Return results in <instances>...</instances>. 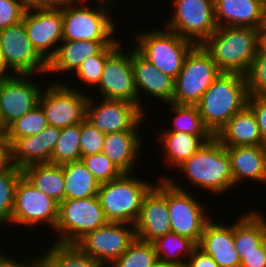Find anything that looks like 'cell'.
<instances>
[{"instance_id": "obj_1", "label": "cell", "mask_w": 266, "mask_h": 267, "mask_svg": "<svg viewBox=\"0 0 266 267\" xmlns=\"http://www.w3.org/2000/svg\"><path fill=\"white\" fill-rule=\"evenodd\" d=\"M261 44L258 29L226 26L218 27L202 46L222 73L245 76Z\"/></svg>"}, {"instance_id": "obj_2", "label": "cell", "mask_w": 266, "mask_h": 267, "mask_svg": "<svg viewBox=\"0 0 266 267\" xmlns=\"http://www.w3.org/2000/svg\"><path fill=\"white\" fill-rule=\"evenodd\" d=\"M248 97L244 75L222 73L197 104L204 125L215 136L236 113L247 106Z\"/></svg>"}, {"instance_id": "obj_3", "label": "cell", "mask_w": 266, "mask_h": 267, "mask_svg": "<svg viewBox=\"0 0 266 267\" xmlns=\"http://www.w3.org/2000/svg\"><path fill=\"white\" fill-rule=\"evenodd\" d=\"M177 170L185 174L192 186L212 194L223 195L234 186L226 147L215 137L179 165Z\"/></svg>"}, {"instance_id": "obj_4", "label": "cell", "mask_w": 266, "mask_h": 267, "mask_svg": "<svg viewBox=\"0 0 266 267\" xmlns=\"http://www.w3.org/2000/svg\"><path fill=\"white\" fill-rule=\"evenodd\" d=\"M115 1L98 0V7L91 8L84 5L85 0H71L61 8L62 40L114 41L117 24L109 11Z\"/></svg>"}, {"instance_id": "obj_5", "label": "cell", "mask_w": 266, "mask_h": 267, "mask_svg": "<svg viewBox=\"0 0 266 267\" xmlns=\"http://www.w3.org/2000/svg\"><path fill=\"white\" fill-rule=\"evenodd\" d=\"M133 176V173H123L115 180L100 184L97 197L109 222L136 223L142 201L155 182Z\"/></svg>"}, {"instance_id": "obj_6", "label": "cell", "mask_w": 266, "mask_h": 267, "mask_svg": "<svg viewBox=\"0 0 266 267\" xmlns=\"http://www.w3.org/2000/svg\"><path fill=\"white\" fill-rule=\"evenodd\" d=\"M134 35V48L160 72L174 80L182 70L187 54L195 46L193 42L166 28L136 32Z\"/></svg>"}, {"instance_id": "obj_7", "label": "cell", "mask_w": 266, "mask_h": 267, "mask_svg": "<svg viewBox=\"0 0 266 267\" xmlns=\"http://www.w3.org/2000/svg\"><path fill=\"white\" fill-rule=\"evenodd\" d=\"M165 199L167 200L171 231L189 238L196 245L200 242L206 224L211 220L206 215L205 205L180 183L165 175ZM195 197V198H194Z\"/></svg>"}, {"instance_id": "obj_8", "label": "cell", "mask_w": 266, "mask_h": 267, "mask_svg": "<svg viewBox=\"0 0 266 267\" xmlns=\"http://www.w3.org/2000/svg\"><path fill=\"white\" fill-rule=\"evenodd\" d=\"M109 221L98 197L64 199L59 203L58 220L54 228L56 242L76 245L88 233L106 225Z\"/></svg>"}, {"instance_id": "obj_9", "label": "cell", "mask_w": 266, "mask_h": 267, "mask_svg": "<svg viewBox=\"0 0 266 267\" xmlns=\"http://www.w3.org/2000/svg\"><path fill=\"white\" fill-rule=\"evenodd\" d=\"M222 74L202 45L187 54L182 70L175 79L172 103L197 105L204 92Z\"/></svg>"}, {"instance_id": "obj_10", "label": "cell", "mask_w": 266, "mask_h": 267, "mask_svg": "<svg viewBox=\"0 0 266 267\" xmlns=\"http://www.w3.org/2000/svg\"><path fill=\"white\" fill-rule=\"evenodd\" d=\"M46 87L41 92L38 104L44 111L49 126L62 129L80 124L86 118V103L90 94L81 92L68 83L64 84L63 80Z\"/></svg>"}, {"instance_id": "obj_11", "label": "cell", "mask_w": 266, "mask_h": 267, "mask_svg": "<svg viewBox=\"0 0 266 267\" xmlns=\"http://www.w3.org/2000/svg\"><path fill=\"white\" fill-rule=\"evenodd\" d=\"M173 15L165 28L195 45H202L218 28L214 0H173Z\"/></svg>"}, {"instance_id": "obj_12", "label": "cell", "mask_w": 266, "mask_h": 267, "mask_svg": "<svg viewBox=\"0 0 266 267\" xmlns=\"http://www.w3.org/2000/svg\"><path fill=\"white\" fill-rule=\"evenodd\" d=\"M58 208L57 201L37 190L23 175L16 186L11 223L33 229L46 223L54 230L58 220Z\"/></svg>"}, {"instance_id": "obj_13", "label": "cell", "mask_w": 266, "mask_h": 267, "mask_svg": "<svg viewBox=\"0 0 266 267\" xmlns=\"http://www.w3.org/2000/svg\"><path fill=\"white\" fill-rule=\"evenodd\" d=\"M0 50L8 72L13 75L33 77L47 73V62L33 48L23 22L0 31Z\"/></svg>"}, {"instance_id": "obj_14", "label": "cell", "mask_w": 266, "mask_h": 267, "mask_svg": "<svg viewBox=\"0 0 266 267\" xmlns=\"http://www.w3.org/2000/svg\"><path fill=\"white\" fill-rule=\"evenodd\" d=\"M88 96L86 103V120L104 134L121 131H140L146 115L135 104L114 99L94 101ZM95 102V103H94Z\"/></svg>"}, {"instance_id": "obj_15", "label": "cell", "mask_w": 266, "mask_h": 267, "mask_svg": "<svg viewBox=\"0 0 266 267\" xmlns=\"http://www.w3.org/2000/svg\"><path fill=\"white\" fill-rule=\"evenodd\" d=\"M135 239L134 225L108 222L101 228L88 233L76 245L103 267H109L129 248Z\"/></svg>"}, {"instance_id": "obj_16", "label": "cell", "mask_w": 266, "mask_h": 267, "mask_svg": "<svg viewBox=\"0 0 266 267\" xmlns=\"http://www.w3.org/2000/svg\"><path fill=\"white\" fill-rule=\"evenodd\" d=\"M22 22L33 48L48 63L62 41L61 9L27 8Z\"/></svg>"}, {"instance_id": "obj_17", "label": "cell", "mask_w": 266, "mask_h": 267, "mask_svg": "<svg viewBox=\"0 0 266 267\" xmlns=\"http://www.w3.org/2000/svg\"><path fill=\"white\" fill-rule=\"evenodd\" d=\"M30 77L31 75H13L0 80L2 134L13 122L38 105L42 89Z\"/></svg>"}, {"instance_id": "obj_18", "label": "cell", "mask_w": 266, "mask_h": 267, "mask_svg": "<svg viewBox=\"0 0 266 267\" xmlns=\"http://www.w3.org/2000/svg\"><path fill=\"white\" fill-rule=\"evenodd\" d=\"M121 46L106 60L100 82L95 87L102 99L124 100L138 106L131 51H121Z\"/></svg>"}, {"instance_id": "obj_19", "label": "cell", "mask_w": 266, "mask_h": 267, "mask_svg": "<svg viewBox=\"0 0 266 267\" xmlns=\"http://www.w3.org/2000/svg\"><path fill=\"white\" fill-rule=\"evenodd\" d=\"M156 182L145 195L139 217L134 224L136 238L145 242H152L171 232L169 210L165 199V179H158Z\"/></svg>"}, {"instance_id": "obj_20", "label": "cell", "mask_w": 266, "mask_h": 267, "mask_svg": "<svg viewBox=\"0 0 266 267\" xmlns=\"http://www.w3.org/2000/svg\"><path fill=\"white\" fill-rule=\"evenodd\" d=\"M131 65L133 68L135 87L138 93V107L146 114V108L140 96L145 92L146 96L158 98L163 102L172 103L175 80L160 72L135 48L131 50ZM142 90V91H141ZM148 94V95H147Z\"/></svg>"}, {"instance_id": "obj_21", "label": "cell", "mask_w": 266, "mask_h": 267, "mask_svg": "<svg viewBox=\"0 0 266 267\" xmlns=\"http://www.w3.org/2000/svg\"><path fill=\"white\" fill-rule=\"evenodd\" d=\"M61 129L47 126L41 133L19 139H6L11 145V161L19 169L33 164L51 163Z\"/></svg>"}, {"instance_id": "obj_22", "label": "cell", "mask_w": 266, "mask_h": 267, "mask_svg": "<svg viewBox=\"0 0 266 267\" xmlns=\"http://www.w3.org/2000/svg\"><path fill=\"white\" fill-rule=\"evenodd\" d=\"M213 221L206 224L197 247L211 256L219 267H240L234 243V223L230 226Z\"/></svg>"}, {"instance_id": "obj_23", "label": "cell", "mask_w": 266, "mask_h": 267, "mask_svg": "<svg viewBox=\"0 0 266 267\" xmlns=\"http://www.w3.org/2000/svg\"><path fill=\"white\" fill-rule=\"evenodd\" d=\"M226 150L230 158L234 186L245 179L266 185V145L236 146Z\"/></svg>"}, {"instance_id": "obj_24", "label": "cell", "mask_w": 266, "mask_h": 267, "mask_svg": "<svg viewBox=\"0 0 266 267\" xmlns=\"http://www.w3.org/2000/svg\"><path fill=\"white\" fill-rule=\"evenodd\" d=\"M139 131L105 134L102 153L122 172L133 173L136 159H140L143 138ZM142 146V147H141Z\"/></svg>"}, {"instance_id": "obj_25", "label": "cell", "mask_w": 266, "mask_h": 267, "mask_svg": "<svg viewBox=\"0 0 266 267\" xmlns=\"http://www.w3.org/2000/svg\"><path fill=\"white\" fill-rule=\"evenodd\" d=\"M113 41L62 40L56 54L47 63V74L73 73L88 57L99 54Z\"/></svg>"}, {"instance_id": "obj_26", "label": "cell", "mask_w": 266, "mask_h": 267, "mask_svg": "<svg viewBox=\"0 0 266 267\" xmlns=\"http://www.w3.org/2000/svg\"><path fill=\"white\" fill-rule=\"evenodd\" d=\"M263 5V0H214L217 26H239L258 29Z\"/></svg>"}, {"instance_id": "obj_27", "label": "cell", "mask_w": 266, "mask_h": 267, "mask_svg": "<svg viewBox=\"0 0 266 267\" xmlns=\"http://www.w3.org/2000/svg\"><path fill=\"white\" fill-rule=\"evenodd\" d=\"M214 137L226 148L266 145L254 113L247 106L236 113Z\"/></svg>"}, {"instance_id": "obj_28", "label": "cell", "mask_w": 266, "mask_h": 267, "mask_svg": "<svg viewBox=\"0 0 266 267\" xmlns=\"http://www.w3.org/2000/svg\"><path fill=\"white\" fill-rule=\"evenodd\" d=\"M46 250L30 259L32 267H103L77 245L55 243Z\"/></svg>"}, {"instance_id": "obj_29", "label": "cell", "mask_w": 266, "mask_h": 267, "mask_svg": "<svg viewBox=\"0 0 266 267\" xmlns=\"http://www.w3.org/2000/svg\"><path fill=\"white\" fill-rule=\"evenodd\" d=\"M159 134L164 147V161L174 170L214 137H197L188 133L163 132Z\"/></svg>"}, {"instance_id": "obj_30", "label": "cell", "mask_w": 266, "mask_h": 267, "mask_svg": "<svg viewBox=\"0 0 266 267\" xmlns=\"http://www.w3.org/2000/svg\"><path fill=\"white\" fill-rule=\"evenodd\" d=\"M64 177V199H85L97 196L100 182L81 160L61 165Z\"/></svg>"}, {"instance_id": "obj_31", "label": "cell", "mask_w": 266, "mask_h": 267, "mask_svg": "<svg viewBox=\"0 0 266 267\" xmlns=\"http://www.w3.org/2000/svg\"><path fill=\"white\" fill-rule=\"evenodd\" d=\"M266 233V217L264 213L253 208L237 217L234 222V243L235 248L240 252H250L264 240Z\"/></svg>"}, {"instance_id": "obj_32", "label": "cell", "mask_w": 266, "mask_h": 267, "mask_svg": "<svg viewBox=\"0 0 266 267\" xmlns=\"http://www.w3.org/2000/svg\"><path fill=\"white\" fill-rule=\"evenodd\" d=\"M22 172L37 190L58 203L64 200L65 181L61 165L52 163L33 164L25 167Z\"/></svg>"}, {"instance_id": "obj_33", "label": "cell", "mask_w": 266, "mask_h": 267, "mask_svg": "<svg viewBox=\"0 0 266 267\" xmlns=\"http://www.w3.org/2000/svg\"><path fill=\"white\" fill-rule=\"evenodd\" d=\"M151 243L159 261L171 263L178 267H185L187 259L197 247L189 238L180 236L172 231L156 238Z\"/></svg>"}, {"instance_id": "obj_34", "label": "cell", "mask_w": 266, "mask_h": 267, "mask_svg": "<svg viewBox=\"0 0 266 267\" xmlns=\"http://www.w3.org/2000/svg\"><path fill=\"white\" fill-rule=\"evenodd\" d=\"M168 105L173 114H176V116L173 117V124L175 126L171 127L167 131L163 130V132H185L197 137H214L210 130L204 125L197 105L177 103H168Z\"/></svg>"}, {"instance_id": "obj_35", "label": "cell", "mask_w": 266, "mask_h": 267, "mask_svg": "<svg viewBox=\"0 0 266 267\" xmlns=\"http://www.w3.org/2000/svg\"><path fill=\"white\" fill-rule=\"evenodd\" d=\"M81 123L62 128L53 149L51 163L62 165L81 160L80 149Z\"/></svg>"}, {"instance_id": "obj_36", "label": "cell", "mask_w": 266, "mask_h": 267, "mask_svg": "<svg viewBox=\"0 0 266 267\" xmlns=\"http://www.w3.org/2000/svg\"><path fill=\"white\" fill-rule=\"evenodd\" d=\"M117 39L116 35V39L99 54L88 57L80 64L74 75L82 83L84 82L87 86H98L106 60L121 46V40Z\"/></svg>"}, {"instance_id": "obj_37", "label": "cell", "mask_w": 266, "mask_h": 267, "mask_svg": "<svg viewBox=\"0 0 266 267\" xmlns=\"http://www.w3.org/2000/svg\"><path fill=\"white\" fill-rule=\"evenodd\" d=\"M157 261L158 257L153 244L136 238L109 267H151Z\"/></svg>"}, {"instance_id": "obj_38", "label": "cell", "mask_w": 266, "mask_h": 267, "mask_svg": "<svg viewBox=\"0 0 266 267\" xmlns=\"http://www.w3.org/2000/svg\"><path fill=\"white\" fill-rule=\"evenodd\" d=\"M48 125L44 111L38 104L13 122L5 131L6 139H19L41 133Z\"/></svg>"}, {"instance_id": "obj_39", "label": "cell", "mask_w": 266, "mask_h": 267, "mask_svg": "<svg viewBox=\"0 0 266 267\" xmlns=\"http://www.w3.org/2000/svg\"><path fill=\"white\" fill-rule=\"evenodd\" d=\"M22 169L12 165L7 171L0 172V224L11 223L15 190Z\"/></svg>"}, {"instance_id": "obj_40", "label": "cell", "mask_w": 266, "mask_h": 267, "mask_svg": "<svg viewBox=\"0 0 266 267\" xmlns=\"http://www.w3.org/2000/svg\"><path fill=\"white\" fill-rule=\"evenodd\" d=\"M249 96H259L266 90V47L261 44L245 74Z\"/></svg>"}, {"instance_id": "obj_41", "label": "cell", "mask_w": 266, "mask_h": 267, "mask_svg": "<svg viewBox=\"0 0 266 267\" xmlns=\"http://www.w3.org/2000/svg\"><path fill=\"white\" fill-rule=\"evenodd\" d=\"M81 161L100 183L115 180L123 174L102 152L84 156Z\"/></svg>"}, {"instance_id": "obj_42", "label": "cell", "mask_w": 266, "mask_h": 267, "mask_svg": "<svg viewBox=\"0 0 266 267\" xmlns=\"http://www.w3.org/2000/svg\"><path fill=\"white\" fill-rule=\"evenodd\" d=\"M105 134L100 132L89 121L84 119L81 122L80 149L81 158L102 152Z\"/></svg>"}, {"instance_id": "obj_43", "label": "cell", "mask_w": 266, "mask_h": 267, "mask_svg": "<svg viewBox=\"0 0 266 267\" xmlns=\"http://www.w3.org/2000/svg\"><path fill=\"white\" fill-rule=\"evenodd\" d=\"M27 8L19 0H0V31L22 22Z\"/></svg>"}, {"instance_id": "obj_44", "label": "cell", "mask_w": 266, "mask_h": 267, "mask_svg": "<svg viewBox=\"0 0 266 267\" xmlns=\"http://www.w3.org/2000/svg\"><path fill=\"white\" fill-rule=\"evenodd\" d=\"M240 267H266V244L264 240L250 252H240Z\"/></svg>"}, {"instance_id": "obj_45", "label": "cell", "mask_w": 266, "mask_h": 267, "mask_svg": "<svg viewBox=\"0 0 266 267\" xmlns=\"http://www.w3.org/2000/svg\"><path fill=\"white\" fill-rule=\"evenodd\" d=\"M247 107L254 113L262 140L266 143V103L258 96H249Z\"/></svg>"}, {"instance_id": "obj_46", "label": "cell", "mask_w": 266, "mask_h": 267, "mask_svg": "<svg viewBox=\"0 0 266 267\" xmlns=\"http://www.w3.org/2000/svg\"><path fill=\"white\" fill-rule=\"evenodd\" d=\"M185 267H219L213 258L196 247L187 259Z\"/></svg>"}, {"instance_id": "obj_47", "label": "cell", "mask_w": 266, "mask_h": 267, "mask_svg": "<svg viewBox=\"0 0 266 267\" xmlns=\"http://www.w3.org/2000/svg\"><path fill=\"white\" fill-rule=\"evenodd\" d=\"M12 165L11 145L5 135L0 134V172L7 171Z\"/></svg>"}, {"instance_id": "obj_48", "label": "cell", "mask_w": 266, "mask_h": 267, "mask_svg": "<svg viewBox=\"0 0 266 267\" xmlns=\"http://www.w3.org/2000/svg\"><path fill=\"white\" fill-rule=\"evenodd\" d=\"M71 0H32V8L61 9Z\"/></svg>"}, {"instance_id": "obj_49", "label": "cell", "mask_w": 266, "mask_h": 267, "mask_svg": "<svg viewBox=\"0 0 266 267\" xmlns=\"http://www.w3.org/2000/svg\"><path fill=\"white\" fill-rule=\"evenodd\" d=\"M258 32H259L261 42L263 43L266 40V1L264 2V5H263Z\"/></svg>"}, {"instance_id": "obj_50", "label": "cell", "mask_w": 266, "mask_h": 267, "mask_svg": "<svg viewBox=\"0 0 266 267\" xmlns=\"http://www.w3.org/2000/svg\"><path fill=\"white\" fill-rule=\"evenodd\" d=\"M0 267H32V260H29L27 263H25V261L21 262L8 257L2 264H0Z\"/></svg>"}, {"instance_id": "obj_51", "label": "cell", "mask_w": 266, "mask_h": 267, "mask_svg": "<svg viewBox=\"0 0 266 267\" xmlns=\"http://www.w3.org/2000/svg\"><path fill=\"white\" fill-rule=\"evenodd\" d=\"M7 71H8V69L6 68V66H5V64L3 62L2 54H1V50H0V80L1 79H6V78H9V77L12 76V74L7 72Z\"/></svg>"}, {"instance_id": "obj_52", "label": "cell", "mask_w": 266, "mask_h": 267, "mask_svg": "<svg viewBox=\"0 0 266 267\" xmlns=\"http://www.w3.org/2000/svg\"><path fill=\"white\" fill-rule=\"evenodd\" d=\"M151 267H178L177 265L171 264V263H165L161 261H157L153 266Z\"/></svg>"}, {"instance_id": "obj_53", "label": "cell", "mask_w": 266, "mask_h": 267, "mask_svg": "<svg viewBox=\"0 0 266 267\" xmlns=\"http://www.w3.org/2000/svg\"><path fill=\"white\" fill-rule=\"evenodd\" d=\"M28 8H32V0H19Z\"/></svg>"}, {"instance_id": "obj_54", "label": "cell", "mask_w": 266, "mask_h": 267, "mask_svg": "<svg viewBox=\"0 0 266 267\" xmlns=\"http://www.w3.org/2000/svg\"><path fill=\"white\" fill-rule=\"evenodd\" d=\"M9 256H6L5 253L0 251V264H2Z\"/></svg>"}, {"instance_id": "obj_55", "label": "cell", "mask_w": 266, "mask_h": 267, "mask_svg": "<svg viewBox=\"0 0 266 267\" xmlns=\"http://www.w3.org/2000/svg\"><path fill=\"white\" fill-rule=\"evenodd\" d=\"M264 103H266V90L258 96Z\"/></svg>"}, {"instance_id": "obj_56", "label": "cell", "mask_w": 266, "mask_h": 267, "mask_svg": "<svg viewBox=\"0 0 266 267\" xmlns=\"http://www.w3.org/2000/svg\"><path fill=\"white\" fill-rule=\"evenodd\" d=\"M0 134H2V113L0 108Z\"/></svg>"}, {"instance_id": "obj_57", "label": "cell", "mask_w": 266, "mask_h": 267, "mask_svg": "<svg viewBox=\"0 0 266 267\" xmlns=\"http://www.w3.org/2000/svg\"><path fill=\"white\" fill-rule=\"evenodd\" d=\"M264 242H265V244H266V233H265V236H264Z\"/></svg>"}, {"instance_id": "obj_58", "label": "cell", "mask_w": 266, "mask_h": 267, "mask_svg": "<svg viewBox=\"0 0 266 267\" xmlns=\"http://www.w3.org/2000/svg\"><path fill=\"white\" fill-rule=\"evenodd\" d=\"M262 44L266 47V40Z\"/></svg>"}]
</instances>
